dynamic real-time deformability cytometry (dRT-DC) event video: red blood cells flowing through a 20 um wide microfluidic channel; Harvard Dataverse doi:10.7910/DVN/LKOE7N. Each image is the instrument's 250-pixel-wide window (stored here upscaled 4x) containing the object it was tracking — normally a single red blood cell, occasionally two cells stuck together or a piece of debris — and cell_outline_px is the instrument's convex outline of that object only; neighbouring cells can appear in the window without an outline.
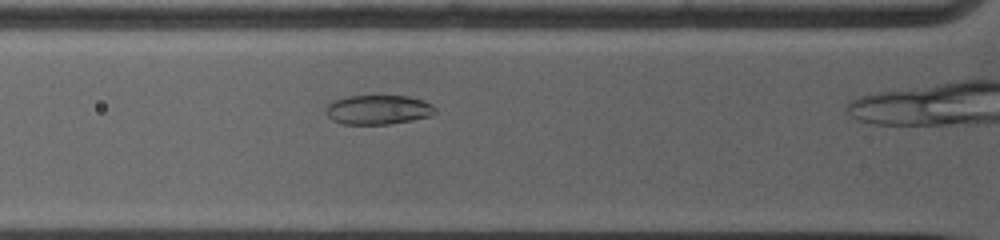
{"species": "common noctule bat (a hibernating species)", "species_latin": "Nyctalus noctula", "temperature_condition": "warm", "stored_images_in_passage": 33, "camera_frame_rate_fps": 5000, "um_per_image_px": 0.085, "animal": {"sex": "female", "body_mass_g": 19.0, "forearm_length_mm": 53.3}, "frame": {"image": 1, "passage_image": 14, "time_ms": 2.0, "image_size_px": [1000, 240], "cell_outline_px": [[436, 112], [428, 116], [412, 120], [388, 124], [340, 124], [332, 120], [328, 116], [328, 104], [332, 100], [348, 96], [408, 96], [424, 100], [432, 104], [436, 108]], "centroid_in_image_um": [32.15, 9.32], "position_along_channel_um": 93.6, "area_um2": 18.67}}
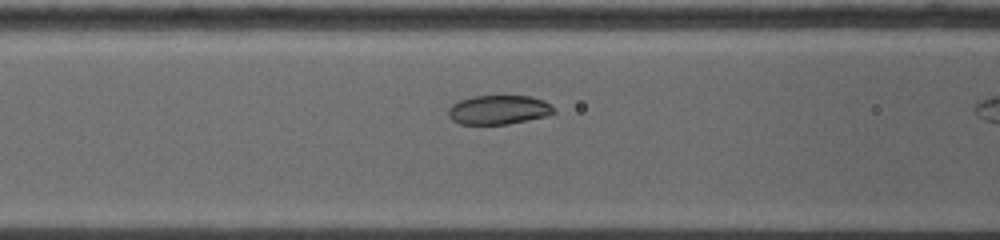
{"frame": {"image": 2, "passage_image": 20, "time_ms": 2.8, "image_size_px": [1000, 240], "cell_outline_px": [[556, 112], [548, 116], [508, 124], [460, 124], [452, 120], [448, 116], [448, 108], [452, 104], [460, 100], [472, 96], [532, 96], [544, 100], [552, 104]], "centroid_in_image_um": [42.41, 9.33], "position_along_channel_um": 124.2, "area_um2": 18.15}}
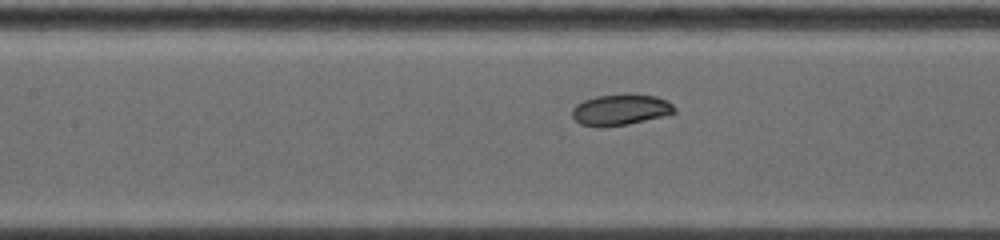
{"frame": {"image": 3, "passage_image": 27, "time_ms": 3.6, "image_size_px": [1000, 240], "cell_outline_px": [[676, 112], [628, 124], [600, 128], [580, 124], [572, 116], [572, 108], [576, 104], [584, 100], [596, 96], [628, 92], [632, 92], [656, 96], [668, 100], [676, 108]], "centroid_in_image_um": [52.73, 9.3], "position_along_channel_um": 154.7, "area_um2": 18.9}}